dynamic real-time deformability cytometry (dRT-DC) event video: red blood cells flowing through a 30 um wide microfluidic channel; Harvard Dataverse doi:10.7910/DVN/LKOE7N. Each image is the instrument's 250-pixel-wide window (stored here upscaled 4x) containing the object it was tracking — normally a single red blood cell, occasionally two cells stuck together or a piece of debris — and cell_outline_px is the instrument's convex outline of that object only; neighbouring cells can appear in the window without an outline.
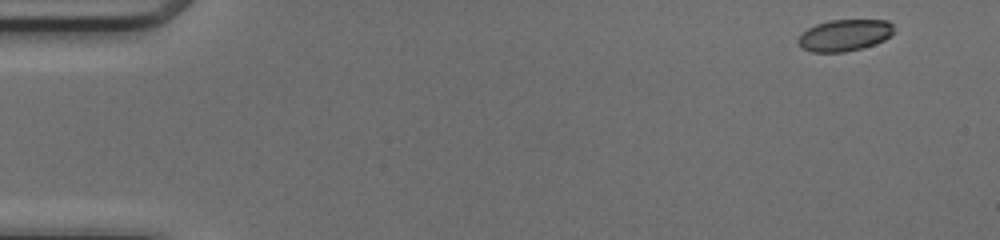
{"species": "common noctule bat (a hibernating species)", "species_latin": "Nyctalus noctula", "temperature_condition": "cold", "stored_images_in_passage": 48, "camera_frame_rate_fps": 3000, "um_per_image_px": 0.085, "animal": {"sex": "female", "body_mass_g": 17.0, "forearm_length_mm": 48.0}, "frame": {"image": 1, "passage_image": 1, "time_ms": 0.0, "image_size_px": [1000, 240], "cell_outline_px": [[892, 32], [884, 40], [860, 48], [844, 52], [812, 52], [800, 48], [796, 40], [808, 28], [816, 24], [832, 20], [888, 20], [892, 24]], "centroid_in_image_um": [71.73, 3.0], "position_along_channel_um": 13.3, "area_um2": 17.4}}
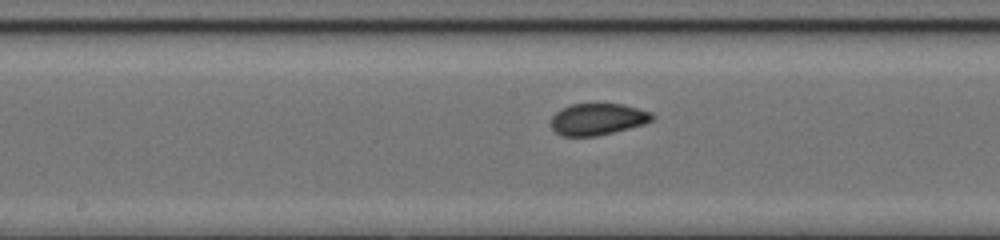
{"frame": {"image": 2, "passage_image": 24, "time_ms": 7.667, "image_size_px": [1000, 240], "cell_outline_px": [[656, 116], [652, 120], [644, 124], [596, 136], [560, 136], [552, 128], [552, 116], [560, 108], [572, 104], [624, 104], [652, 112]], "centroid_in_image_um": [50.81, 10.12], "position_along_channel_um": 197.4, "area_um2": 18.67}}
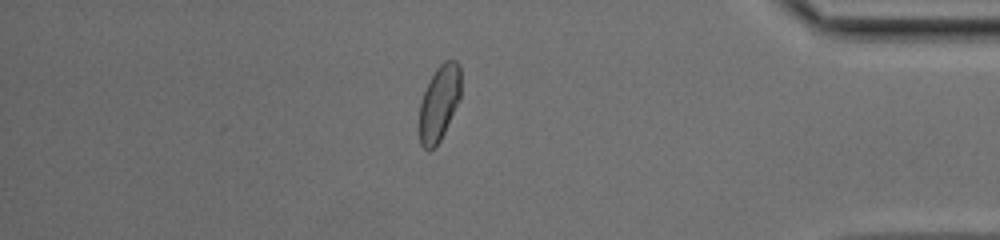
{"frame": {"image": 3, "passage_image": 41, "time_ms": 13.333, "image_size_px": [1000, 240], "cell_outline_px": [[460, 100], [440, 140], [428, 152], [420, 144], [420, 104], [424, 92], [436, 68], [444, 60], [456, 60], [460, 64]], "centroid_in_image_um": [37.35, 8.73], "position_along_channel_um": 397.9, "area_um2": 18.09}}